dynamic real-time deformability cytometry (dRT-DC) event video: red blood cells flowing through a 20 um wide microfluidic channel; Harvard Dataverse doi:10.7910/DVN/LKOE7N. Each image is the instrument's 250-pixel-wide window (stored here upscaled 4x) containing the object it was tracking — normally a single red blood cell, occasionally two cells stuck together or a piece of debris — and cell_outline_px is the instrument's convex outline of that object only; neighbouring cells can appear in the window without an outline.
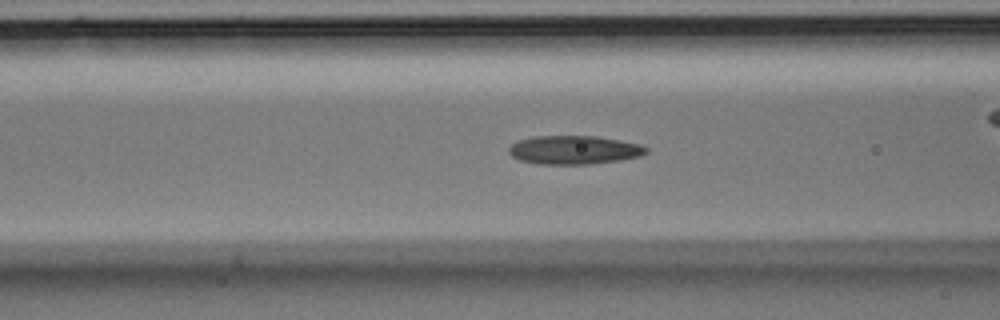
{"species": "Egyptian fruit bat (a non-hibernating species)", "species_latin": "Rousettus aegyptiacus", "temperature_condition": "room temperature", "stored_images_in_passage": 48, "camera_frame_rate_fps": 3000, "um_per_image_px": 0.085, "animal": {"sex": "male"}, "frame": {"image": 1, "passage_image": 17, "time_ms": 5.333, "image_size_px": [1000, 320], "cell_outline_px": [[648, 152], [640, 156], [620, 160], [588, 164], [536, 164], [520, 160], [512, 156], [508, 152], [508, 148], [512, 144], [520, 140], [532, 136], [596, 136], [620, 140], [640, 144], [648, 148]], "centroid_in_image_um": [48.79, 12.74], "position_along_channel_um": 117.8, "area_um2": 22.95}}
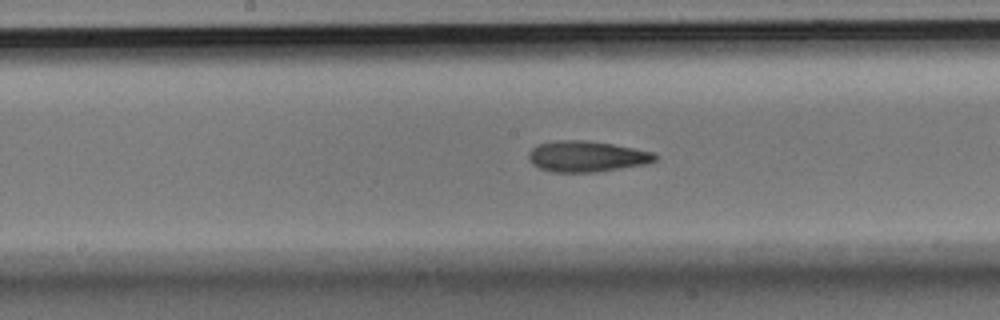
{"frame": {"image": 2, "passage_image": 23, "time_ms": 7.333, "image_size_px": [1000, 320], "cell_outline_px": [[656, 160], [644, 164], [596, 172], [552, 172], [540, 168], [532, 164], [528, 160], [528, 152], [536, 144], [556, 140], [584, 140], [612, 144], [652, 152], [656, 156]], "centroid_in_image_um": [49.79, 13.29], "position_along_channel_um": 198.4, "area_um2": 22.66}}
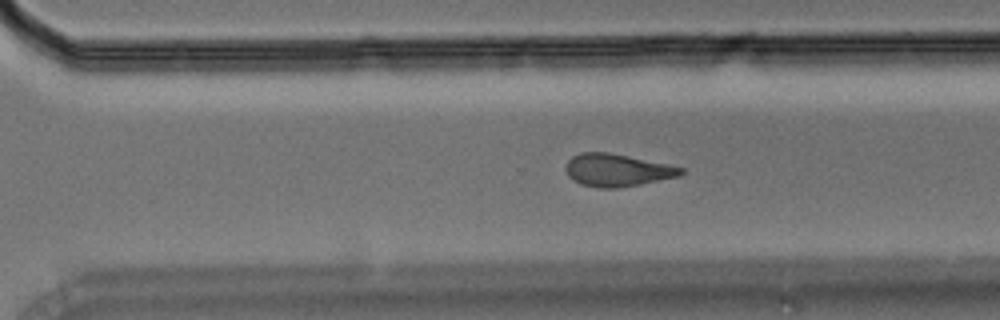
{"frame": {"image": 3, "passage_image": 32, "time_ms": 10.333, "image_size_px": [1000, 320], "cell_outline_px": [[684, 172], [680, 176], [620, 188], [596, 188], [580, 184], [572, 180], [568, 176], [564, 168], [568, 160], [572, 156], [580, 152], [608, 152], [668, 164], [684, 168]], "centroid_in_image_um": [52.42, 14.47], "position_along_channel_um": 318.2, "area_um2": 22.02}}